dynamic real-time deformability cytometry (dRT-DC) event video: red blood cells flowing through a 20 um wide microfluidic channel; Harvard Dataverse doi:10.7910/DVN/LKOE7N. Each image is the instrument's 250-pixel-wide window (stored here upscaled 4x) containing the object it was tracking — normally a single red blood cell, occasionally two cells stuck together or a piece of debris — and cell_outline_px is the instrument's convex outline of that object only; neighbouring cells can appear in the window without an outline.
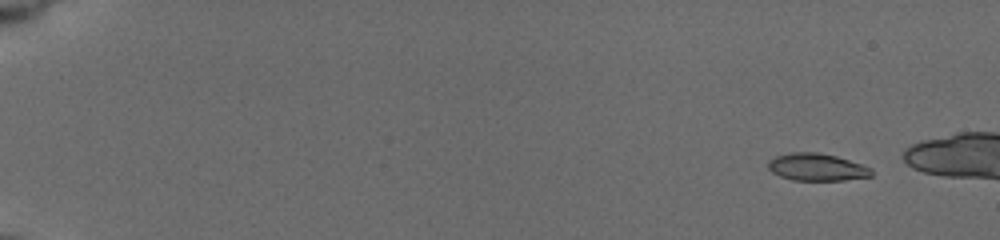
{"species": "common noctule bat (a hibernating species)", "species_latin": "Nyctalus noctula", "temperature_condition": "cold", "stored_images_in_passage": 32, "camera_frame_rate_fps": 3000, "um_per_image_px": 0.085, "animal": {"sex": "female", "body_mass_g": 19.5, "forearm_length_mm": 54.1}, "frame": {"image": 1, "passage_image": 3, "time_ms": 1.333, "image_size_px": [1000, 240], "cell_outline_px": [[872, 176], [844, 180], [792, 180], [780, 176], [772, 172], [768, 168], [768, 160], [776, 156], [792, 152], [816, 152], [836, 156], [872, 168]], "centroid_in_image_um": [69.41, 14.21], "position_along_channel_um": 15.6, "area_um2": 16.36}}
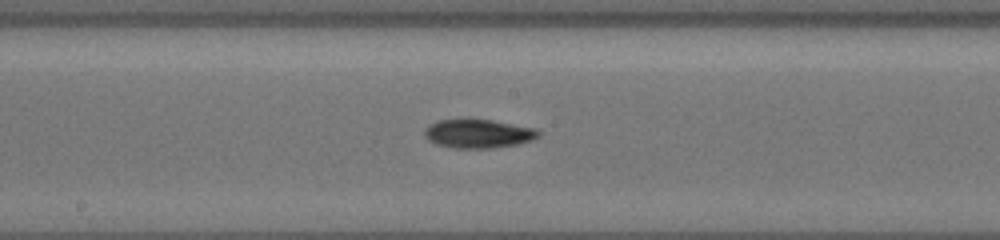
{"frame": {"image": 2, "passage_image": 22, "time_ms": 10.667, "image_size_px": [1000, 240], "cell_outline_px": [[540, 136], [532, 140], [516, 144], [488, 148], [452, 148], [436, 144], [428, 140], [424, 136], [424, 128], [428, 124], [436, 120], [492, 120], [536, 128], [540, 132]], "centroid_in_image_um": [40.62, 11.36], "position_along_channel_um": 207.6, "area_um2": 19.07}}
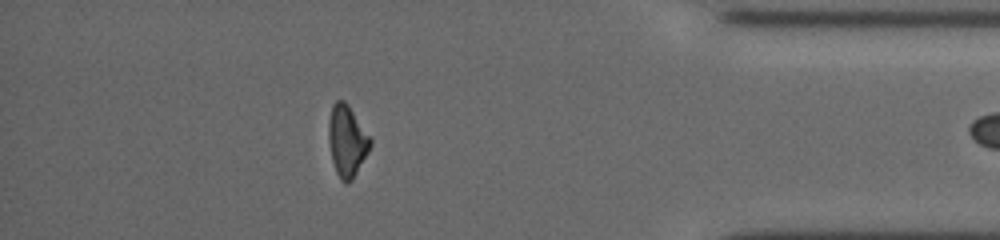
{"frame": {"image": 3, "passage_image": 31, "time_ms": 16.667, "image_size_px": [1000, 240], "cell_outline_px": [[372, 144], [368, 152], [352, 180], [348, 184], [344, 184], [340, 180], [336, 172], [332, 160], [328, 140], [328, 120], [332, 104], [336, 100], [344, 100], [348, 104], [372, 140]], "centroid_in_image_um": [29.47, 11.98], "position_along_channel_um": 405.7, "area_um2": 17.46}, "authors_computed_cell_mechanics": {"area_um2": 18.1492, "velocity_mm_per_s": 3.7994, "shape_relaxation_time_tau1_ms": 5.2962, "shape_relaxation_time_tau2_ms": null, "deformation_change_tau1": 0.1663, "deformation_change_tau2": null}}